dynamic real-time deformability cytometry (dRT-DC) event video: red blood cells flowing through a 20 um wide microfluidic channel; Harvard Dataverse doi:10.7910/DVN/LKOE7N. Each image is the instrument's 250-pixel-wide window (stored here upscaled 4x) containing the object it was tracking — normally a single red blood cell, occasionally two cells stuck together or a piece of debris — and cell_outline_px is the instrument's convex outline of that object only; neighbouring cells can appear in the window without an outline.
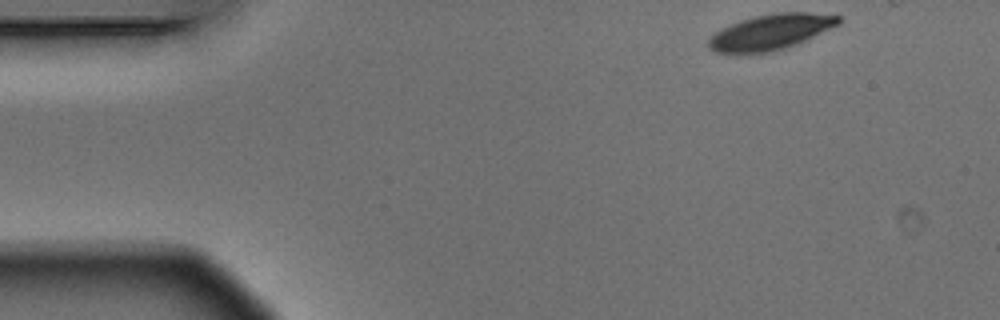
{"species": "Egyptian fruit bat (a non-hibernating species)", "species_latin": "Rousettus aegyptiacus", "temperature_condition": "warm", "stored_images_in_passage": 6, "camera_frame_rate_fps": 3000, "um_per_image_px": 0.085, "animal": {"sex": "male"}, "frame": {"image": 1, "passage_image": 1, "time_ms": 0.0, "image_size_px": [1000, 320], "cell_outline_px": [[840, 24], [796, 44], [784, 48], [768, 52], [716, 52], [708, 48], [708, 40], [720, 28], [740, 20], [756, 16], [776, 12], [808, 12], [840, 16]], "centroid_in_image_um": [65.51, 2.7], "position_along_channel_um": 19.5, "area_um2": 26.47}}
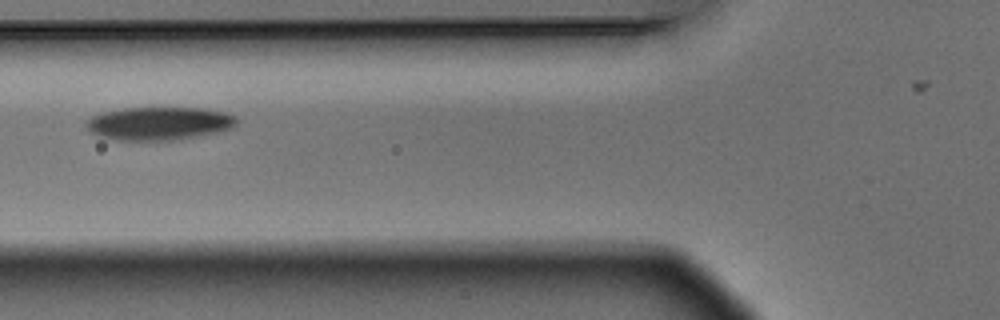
{"frame": {"image": 2, "passage_image": 5, "time_ms": 1.333, "image_size_px": [1000, 320], "cell_outline_px": [[236, 124], [228, 128], [196, 136], [172, 140], [116, 140], [100, 136], [88, 132], [84, 124], [92, 116], [104, 112], [124, 108], [204, 108], [224, 112], [236, 116]], "centroid_in_image_um": [13.44, 10.48], "position_along_channel_um": 112.4, "area_um2": 28.73}}
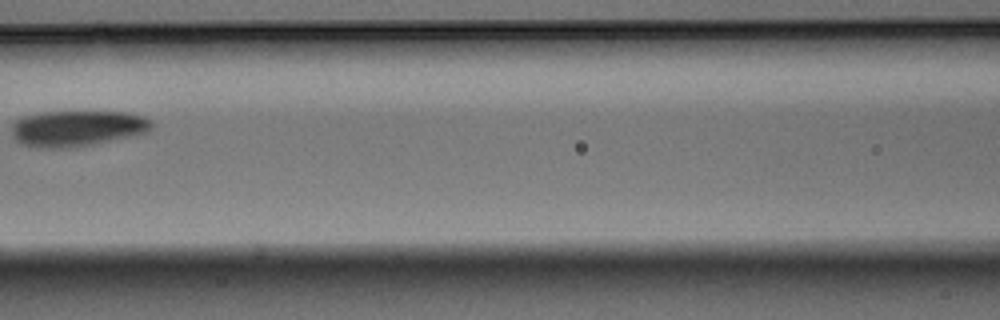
{"frame": {"image": 3, "passage_image": 6, "time_ms": 1.667, "image_size_px": [1000, 320], "cell_outline_px": [[152, 128], [148, 132], [92, 144], [68, 148], [40, 148], [20, 144], [12, 136], [12, 124], [16, 120], [24, 116], [40, 112], [128, 112], [144, 116], [152, 124]], "centroid_in_image_um": [6.52, 10.91], "position_along_channel_um": 160.1, "area_um2": 29.19}}